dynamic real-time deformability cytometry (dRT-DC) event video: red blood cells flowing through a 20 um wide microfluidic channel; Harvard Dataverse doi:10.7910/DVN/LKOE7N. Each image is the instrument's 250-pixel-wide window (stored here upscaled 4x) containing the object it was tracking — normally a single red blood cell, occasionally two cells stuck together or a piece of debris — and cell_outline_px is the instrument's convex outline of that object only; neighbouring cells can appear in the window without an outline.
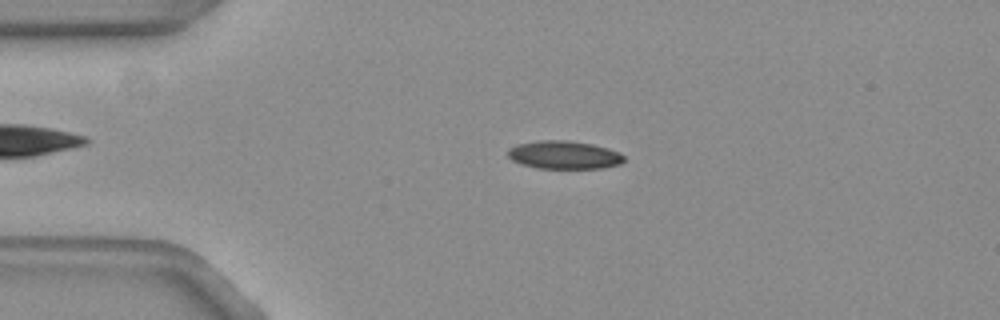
{"species": "common noctule bat (a hibernating species)", "species_latin": "Nyctalus noctula", "temperature_condition": "warm", "stored_images_in_passage": 39, "camera_frame_rate_fps": 3000, "um_per_image_px": 0.085, "animal": {"sex": "female", "body_mass_g": 19.3, "forearm_length_mm": 54.1}, "frame": {"image": 1, "passage_image": 5, "time_ms": 1.333, "image_size_px": [1000, 320], "cell_outline_px": [[624, 160], [620, 164], [604, 168], [536, 168], [520, 164], [512, 160], [508, 156], [508, 148], [520, 144], [544, 140], [564, 140], [592, 144], [608, 148], [620, 152], [624, 156]], "centroid_in_image_um": [47.96, 13.18], "position_along_channel_um": 37.0, "area_um2": 18.96}}
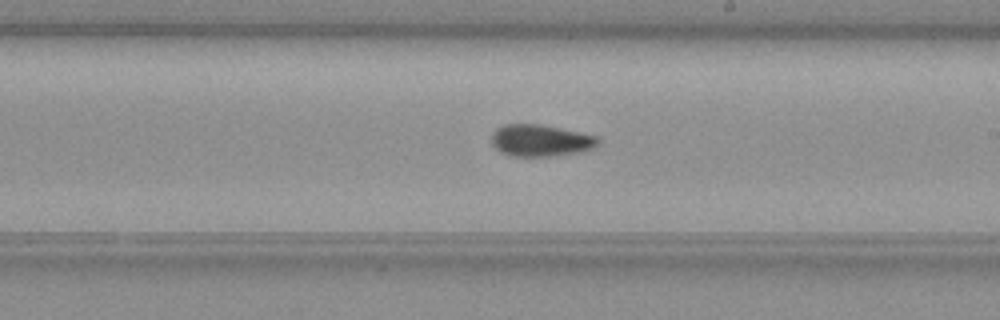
{"frame": {"image": 2, "passage_image": 24, "time_ms": 7.667, "image_size_px": [1000, 320], "cell_outline_px": [[600, 140], [592, 148], [580, 152], [552, 156], [512, 156], [500, 152], [492, 144], [492, 132], [496, 128], [504, 124], [540, 124], [560, 128], [596, 136]], "centroid_in_image_um": [45.9, 11.94], "position_along_channel_um": 243.1, "area_um2": 19.65}}
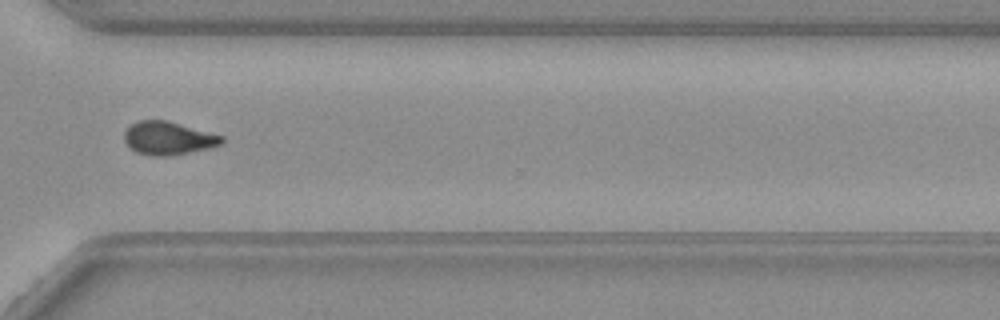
{"frame": {"image": 3, "passage_image": 33, "time_ms": 10.667, "image_size_px": [1000, 320], "cell_outline_px": [[224, 144], [212, 148], [172, 156], [148, 156], [136, 152], [124, 140], [124, 132], [136, 120], [168, 120], [224, 136]], "centroid_in_image_um": [14.35, 11.76], "position_along_channel_um": 356.3, "area_um2": 19.19}, "authors_computed_cell_mechanics": {"area_um2": 19.4208, "velocity_mm_per_s": 3.7795, "shape_relaxation_time_tau1_ms": null, "shape_relaxation_time_tau2_ms": 4.2667, "deformation_change_tau1": null, "deformation_change_tau2": 0.0779}}